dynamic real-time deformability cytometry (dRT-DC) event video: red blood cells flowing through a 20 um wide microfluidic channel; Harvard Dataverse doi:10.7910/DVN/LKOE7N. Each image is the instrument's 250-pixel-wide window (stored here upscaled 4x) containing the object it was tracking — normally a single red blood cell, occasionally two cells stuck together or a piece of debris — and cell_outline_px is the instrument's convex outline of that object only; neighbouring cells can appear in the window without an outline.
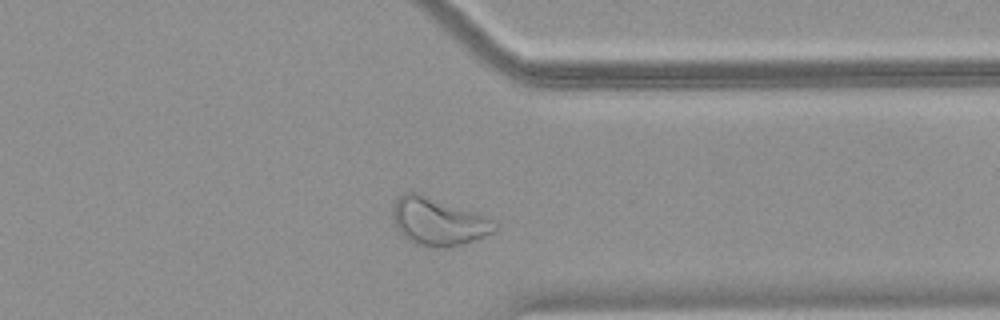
{"species": "common noctule bat (a hibernating species)", "species_latin": "Nyctalus noctula", "temperature_condition": "warm", "stored_images_in_passage": 30, "camera_frame_rate_fps": 3000, "um_per_image_px": 0.085, "animal": {"sex": "female", "body_mass_g": 18.4}, "frame": {"image": 1, "passage_image": 26, "time_ms": 8.333, "image_size_px": [1000, 320], "cell_outline_px": [[500, 224], [496, 232], [480, 240], [464, 244], [444, 248], [416, 244], [408, 240], [396, 228], [392, 216], [392, 208], [396, 200], [404, 192], [420, 192], [480, 212]], "centroid_in_image_um": [37.34, 18.82], "position_along_channel_um": 374.1, "area_um2": 29.36}}